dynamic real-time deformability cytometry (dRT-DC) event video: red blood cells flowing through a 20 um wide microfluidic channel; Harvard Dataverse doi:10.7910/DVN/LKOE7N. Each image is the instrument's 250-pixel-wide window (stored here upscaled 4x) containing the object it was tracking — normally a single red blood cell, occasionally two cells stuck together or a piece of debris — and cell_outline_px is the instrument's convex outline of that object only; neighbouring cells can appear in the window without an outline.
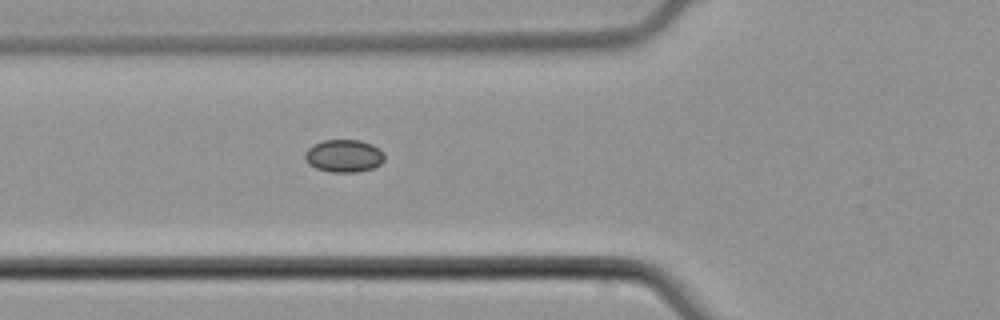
{"species": "common noctule bat (a hibernating species)", "species_latin": "Nyctalus noctula", "temperature_condition": "cold", "stored_images_in_passage": 4, "camera_frame_rate_fps": 3000, "um_per_image_px": 0.085, "animal": {"sex": "male", "body_mass_g": 21.5, "forearm_length_mm": 52.0}, "frame": {"image": 1, "passage_image": 3, "time_ms": 0.667, "image_size_px": [1000, 320], "cell_outline_px": [[384, 160], [380, 164], [372, 168], [356, 172], [332, 172], [316, 168], [308, 164], [304, 156], [308, 148], [312, 144], [324, 140], [360, 140], [372, 144], [380, 148], [384, 152]], "centroid_in_image_um": [29.24, 13.24], "position_along_channel_um": 96.6, "area_um2": 15.2}}